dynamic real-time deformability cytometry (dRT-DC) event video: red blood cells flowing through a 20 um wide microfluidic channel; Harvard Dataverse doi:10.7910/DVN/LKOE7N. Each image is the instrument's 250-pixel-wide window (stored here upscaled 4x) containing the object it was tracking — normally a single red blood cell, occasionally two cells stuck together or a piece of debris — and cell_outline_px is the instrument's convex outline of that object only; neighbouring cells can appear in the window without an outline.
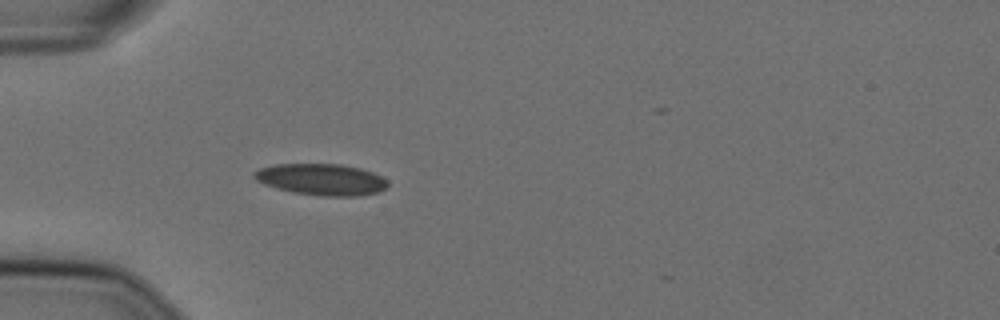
{"species": "Egyptian fruit bat (a non-hibernating species)", "species_latin": "Rousettus aegyptiacus", "temperature_condition": "cold", "stored_images_in_passage": 37, "camera_frame_rate_fps": 3000, "um_per_image_px": 0.085, "animal": {"sex": "female"}, "frame": {"image": 1, "passage_image": 1, "time_ms": 0.0, "image_size_px": [1000, 320], "cell_outline_px": [[388, 184], [384, 188], [376, 192], [360, 196], [320, 196], [292, 192], [276, 188], [264, 184], [256, 180], [252, 176], [252, 172], [260, 168], [276, 164], [340, 164], [360, 168], [372, 172], [388, 180]], "centroid_in_image_um": [27.29, 15.25], "position_along_channel_um": 57.7, "area_um2": 24.51}}
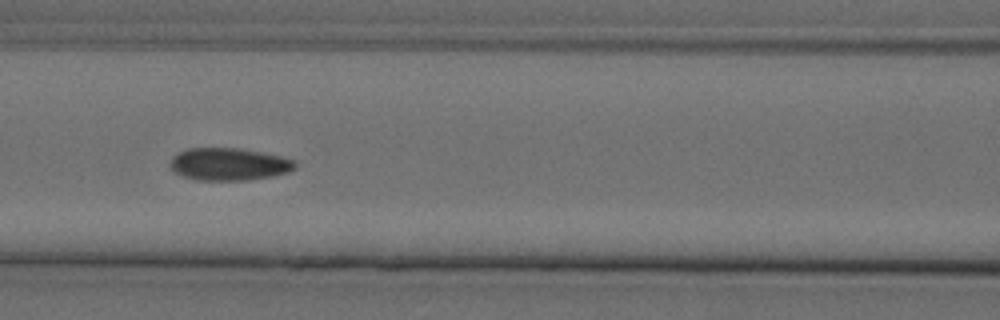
{"frame": {"image": 2, "passage_image": 9, "time_ms": 2.667, "image_size_px": [1000, 320], "cell_outline_px": [[296, 168], [288, 172], [272, 176], [244, 180], [196, 180], [184, 176], [176, 172], [168, 164], [172, 156], [188, 148], [236, 148], [260, 152], [280, 156], [296, 160]], "centroid_in_image_um": [19.46, 13.95], "position_along_channel_um": 147.1, "area_um2": 23.52}}
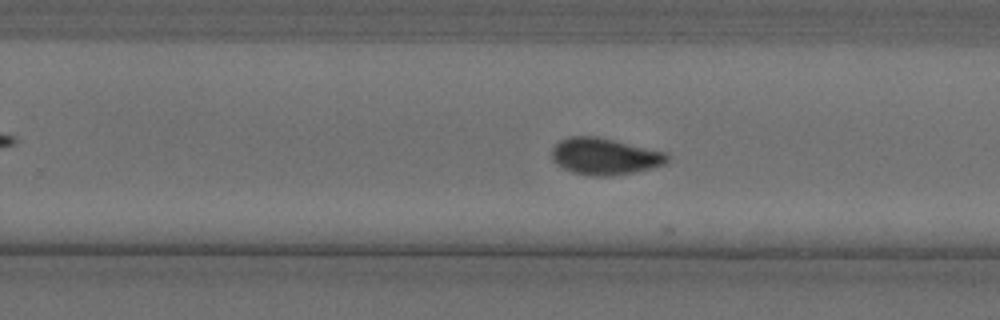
{"frame": {"image": 3, "passage_image": 20, "time_ms": 6.333, "image_size_px": [1000, 320], "cell_outline_px": [[668, 160], [664, 164], [652, 168], [612, 176], [588, 176], [572, 172], [556, 164], [552, 160], [552, 148], [560, 140], [568, 136], [596, 136], [668, 152]], "centroid_in_image_um": [51.39, 13.29], "position_along_channel_um": 278.4, "area_um2": 24.8}, "authors_computed_cell_mechanics": {"area_um2": 23.9292, "velocity_mm_per_s": 3.6005, "shape_relaxation_time_tau1_ms": null, "shape_relaxation_time_tau2_ms": 1.5847, "deformation_change_tau1": null, "deformation_change_tau2": 0.0548}}